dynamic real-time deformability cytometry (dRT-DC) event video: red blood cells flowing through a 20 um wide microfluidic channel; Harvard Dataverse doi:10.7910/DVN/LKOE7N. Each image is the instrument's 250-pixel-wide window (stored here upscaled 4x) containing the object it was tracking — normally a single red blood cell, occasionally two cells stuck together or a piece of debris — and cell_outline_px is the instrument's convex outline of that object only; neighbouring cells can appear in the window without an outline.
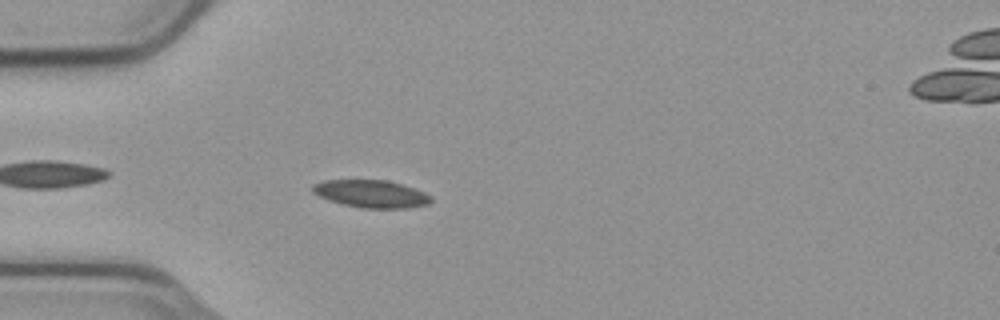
{"species": "common noctule bat (a hibernating species)", "species_latin": "Nyctalus noctula", "temperature_condition": "cold", "stored_images_in_passage": 40, "camera_frame_rate_fps": 3000, "um_per_image_px": 0.085, "animal": {"sex": "male", "body_mass_g": 23.1, "forearm_length_mm": 52.7}, "frame": {"image": 1, "passage_image": 7, "time_ms": 2.0, "image_size_px": [1000, 320], "cell_outline_px": [[432, 200], [428, 204], [408, 208], [360, 208], [328, 200], [312, 192], [312, 184], [324, 180], [388, 180], [424, 192], [432, 196]], "centroid_in_image_um": [31.54, 16.47], "position_along_channel_um": 53.5, "area_um2": 18.96}}
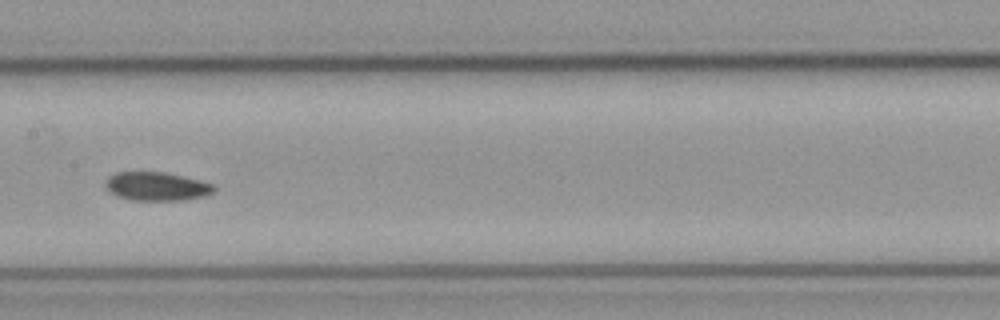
{"frame": {"image": 2, "passage_image": 19, "time_ms": 6.0, "image_size_px": [1000, 320], "cell_outline_px": [[216, 188], [212, 192], [204, 196], [184, 200], [132, 200], [116, 196], [104, 184], [104, 180], [108, 176], [116, 172], [164, 172], [184, 176], [200, 180], [212, 184]], "centroid_in_image_um": [13.3, 15.83], "position_along_channel_um": 194.1, "area_um2": 18.09}}
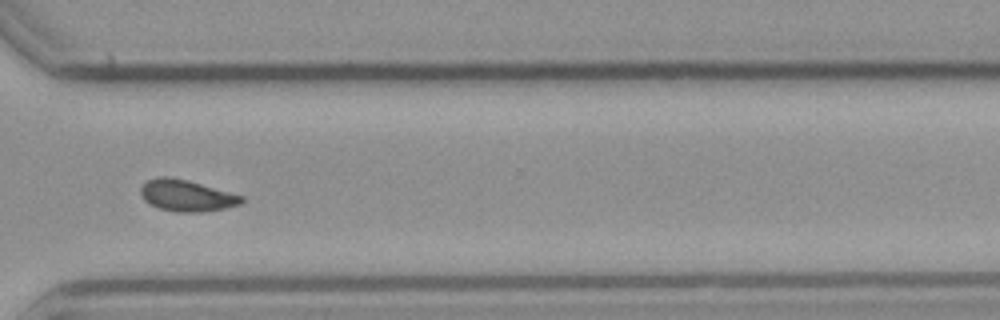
{"frame": {"image": 3, "passage_image": 32, "time_ms": 10.333, "image_size_px": [1000, 320], "cell_outline_px": [[244, 200], [240, 204], [224, 208], [204, 212], [176, 212], [160, 208], [144, 200], [140, 192], [140, 188], [148, 180], [156, 176], [168, 176], [188, 180], [244, 196]], "centroid_in_image_um": [15.86, 16.61], "position_along_channel_um": 354.7, "area_um2": 18.44}, "authors_computed_cell_mechanics": {"area_um2": 18.3515, "velocity_mm_per_s": 3.7176, "shape_relaxation_time_tau1_ms": 6.7136, "shape_relaxation_time_tau2_ms": 8.9024, "deformation_change_tau1": 0.1075, "deformation_change_tau2": 0.1045}}